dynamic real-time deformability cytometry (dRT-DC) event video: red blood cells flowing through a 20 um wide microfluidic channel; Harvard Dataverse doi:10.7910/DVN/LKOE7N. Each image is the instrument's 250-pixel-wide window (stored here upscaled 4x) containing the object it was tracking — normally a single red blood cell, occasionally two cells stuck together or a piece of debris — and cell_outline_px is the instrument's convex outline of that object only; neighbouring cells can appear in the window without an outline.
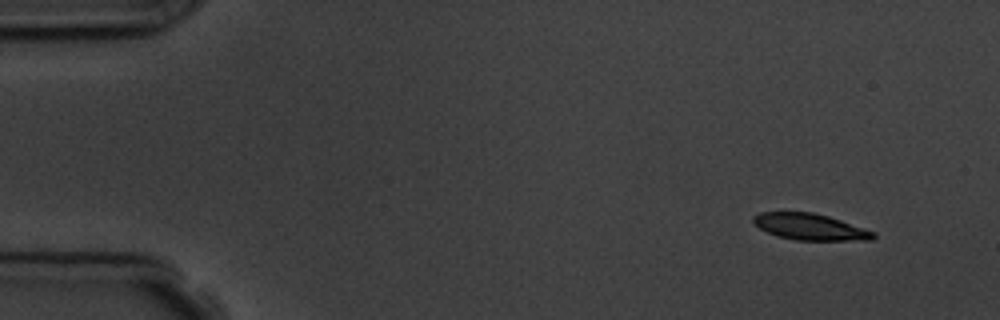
{"species": "common noctule bat (a hibernating species)", "species_latin": "Nyctalus noctula", "temperature_condition": "room temperature", "stored_images_in_passage": 7, "camera_frame_rate_fps": 3000, "um_per_image_px": 0.085, "animal": {"sex": "male", "body_mass_g": 19.5, "forearm_length_mm": 54.6}, "frame": {"image": 1, "passage_image": 1, "time_ms": 0.0, "image_size_px": [1000, 320], "cell_outline_px": [[876, 236], [872, 240], [796, 240], [776, 236], [760, 228], [752, 220], [752, 216], [760, 212], [812, 212], [828, 216], [876, 232]], "centroid_in_image_um": [68.86, 19.28], "position_along_channel_um": 16.1, "area_um2": 18.38}}
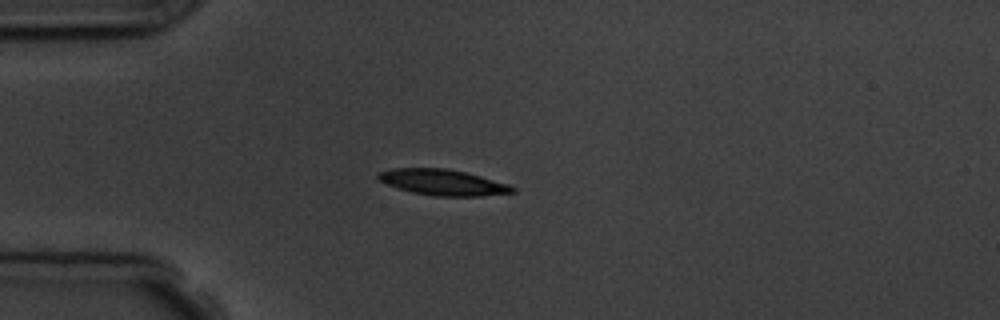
{"frame": {"image": 2, "passage_image": 4, "time_ms": 3.333, "image_size_px": [1000, 320], "cell_outline_px": [[516, 192], [480, 196], [436, 196], [412, 192], [396, 188], [380, 180], [376, 176], [380, 172], [392, 168], [444, 168], [464, 172], [480, 176], [508, 184], [516, 188]], "centroid_in_image_um": [37.64, 15.5], "position_along_channel_um": 47.4, "area_um2": 20.06}}